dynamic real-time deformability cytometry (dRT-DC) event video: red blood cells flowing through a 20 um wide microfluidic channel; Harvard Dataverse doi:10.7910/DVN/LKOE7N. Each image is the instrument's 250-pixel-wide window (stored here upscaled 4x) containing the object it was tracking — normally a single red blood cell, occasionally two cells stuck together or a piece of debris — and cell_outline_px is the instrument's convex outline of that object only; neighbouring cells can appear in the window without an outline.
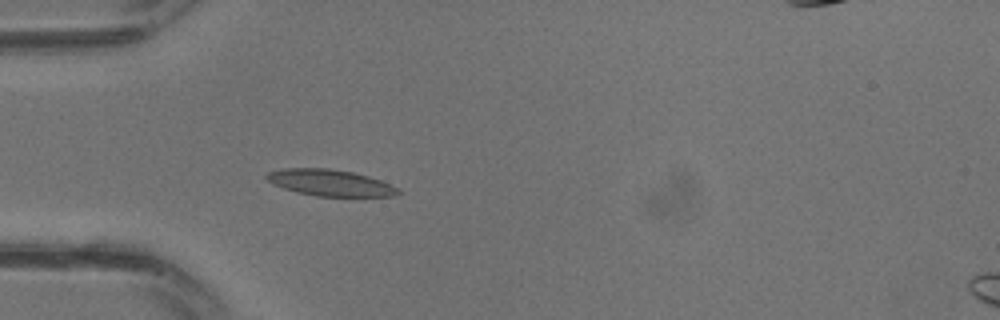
{"species": "common noctule bat (a hibernating species)", "species_latin": "Nyctalus noctula", "temperature_condition": "warm", "stored_images_in_passage": 12, "camera_frame_rate_fps": 3000, "um_per_image_px": 0.085, "animal": {"sex": "male", "body_mass_g": 13.3}, "frame": {"image": 1, "passage_image": 10, "time_ms": 3.0, "image_size_px": [1000, 320], "cell_outline_px": [[400, 192], [392, 196], [316, 196], [296, 192], [272, 184], [264, 176], [268, 172], [284, 168], [328, 168], [352, 172], [368, 176], [380, 180], [396, 188]], "centroid_in_image_um": [27.99, 15.53], "position_along_channel_um": 57.0, "area_um2": 20.0}}